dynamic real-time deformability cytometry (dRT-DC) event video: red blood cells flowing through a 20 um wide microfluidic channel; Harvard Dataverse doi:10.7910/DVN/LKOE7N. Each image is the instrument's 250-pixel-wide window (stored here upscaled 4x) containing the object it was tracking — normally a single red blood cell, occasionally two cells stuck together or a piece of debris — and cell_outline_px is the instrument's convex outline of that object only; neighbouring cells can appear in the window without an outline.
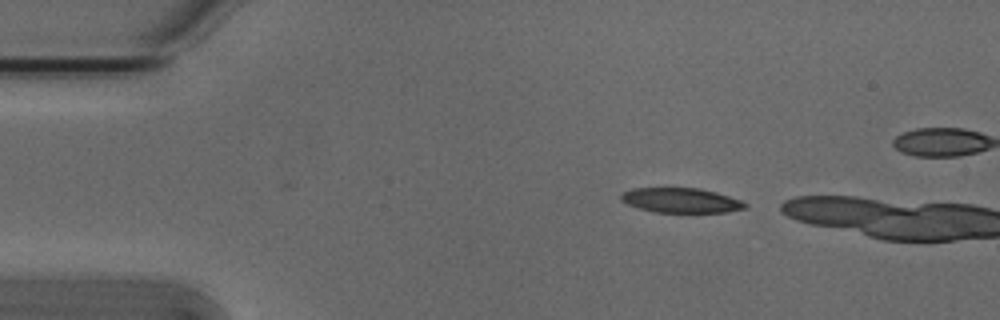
{"species": "Egyptian fruit bat (a non-hibernating species)", "species_latin": "Rousettus aegyptiacus", "temperature_condition": "cold", "stored_images_in_passage": 2, "camera_frame_rate_fps": 3000, "um_per_image_px": 0.085, "animal": {"sex": "male"}, "frame": {"image": 1, "passage_image": 1, "time_ms": 0.0, "image_size_px": [1000, 320], "cell_outline_px": [[748, 204], [744, 208], [728, 212], [656, 212], [640, 208], [628, 204], [620, 200], [620, 192], [632, 188], [700, 188], [716, 192], [740, 200]], "centroid_in_image_um": [57.85, 17.02], "position_along_channel_um": 27.2, "area_um2": 17.86}}